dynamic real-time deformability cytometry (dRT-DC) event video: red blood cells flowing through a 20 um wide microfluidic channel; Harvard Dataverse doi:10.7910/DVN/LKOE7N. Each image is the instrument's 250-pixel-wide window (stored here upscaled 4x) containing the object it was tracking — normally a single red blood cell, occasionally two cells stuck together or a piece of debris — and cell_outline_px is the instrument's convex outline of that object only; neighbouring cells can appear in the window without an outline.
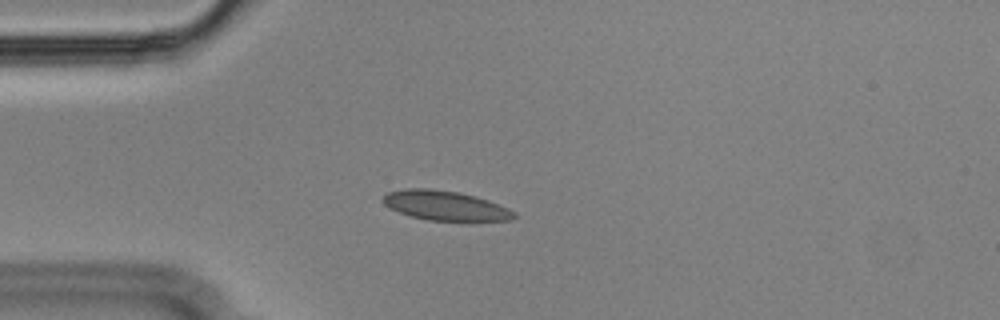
{"species": "Egyptian fruit bat (a non-hibernating species)", "species_latin": "Rousettus aegyptiacus", "temperature_condition": "cold", "stored_images_in_passage": 43, "camera_frame_rate_fps": 3000, "um_per_image_px": 0.085, "animal": {"sex": "male"}, "frame": {"image": 1, "passage_image": 1, "time_ms": 0.0, "image_size_px": [1000, 320], "cell_outline_px": [[516, 216], [512, 220], [472, 224], [428, 220], [412, 216], [388, 208], [384, 204], [384, 196], [388, 192], [404, 188], [432, 188], [456, 192], [476, 196], [488, 200], [508, 208], [516, 212]], "centroid_in_image_um": [37.95, 17.53], "position_along_channel_um": 47.0, "area_um2": 23.58}}
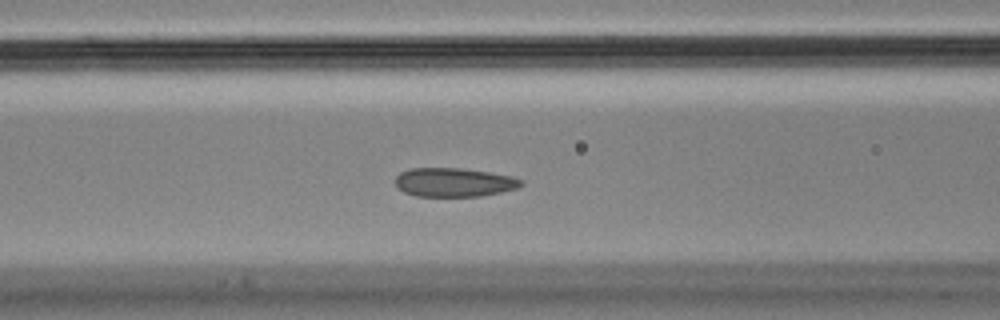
{"frame": {"image": 2, "passage_image": 9, "time_ms": 2.667, "image_size_px": [1000, 320], "cell_outline_px": [[524, 184], [516, 188], [500, 192], [480, 196], [416, 196], [404, 192], [396, 188], [396, 176], [400, 172], [412, 168], [460, 168], [488, 172], [512, 176], [524, 180]], "centroid_in_image_um": [38.58, 15.49], "position_along_channel_um": 128.0, "area_um2": 21.15}}
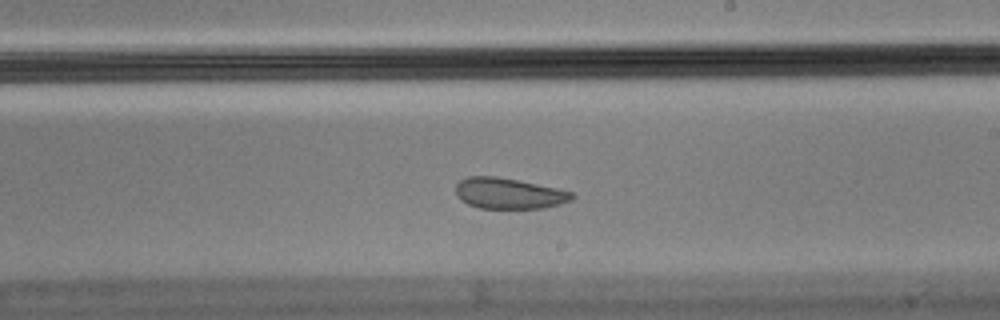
{"frame": {"image": 3, "passage_image": 19, "time_ms": 6.0, "image_size_px": [1000, 320], "cell_outline_px": [[576, 196], [572, 200], [560, 204], [544, 208], [480, 208], [468, 204], [460, 200], [456, 196], [456, 184], [460, 180], [468, 176], [496, 176], [556, 188], [572, 192]], "centroid_in_image_um": [43.23, 16.44], "position_along_channel_um": 245.8, "area_um2": 20.87}, "authors_computed_cell_mechanics": {"area_um2": 22.831, "velocity_mm_per_s": 3.532, "shape_relaxation_time_tau1_ms": null, "shape_relaxation_time_tau2_ms": 1.3534, "deformation_change_tau1": null, "deformation_change_tau2": 0.0468}}